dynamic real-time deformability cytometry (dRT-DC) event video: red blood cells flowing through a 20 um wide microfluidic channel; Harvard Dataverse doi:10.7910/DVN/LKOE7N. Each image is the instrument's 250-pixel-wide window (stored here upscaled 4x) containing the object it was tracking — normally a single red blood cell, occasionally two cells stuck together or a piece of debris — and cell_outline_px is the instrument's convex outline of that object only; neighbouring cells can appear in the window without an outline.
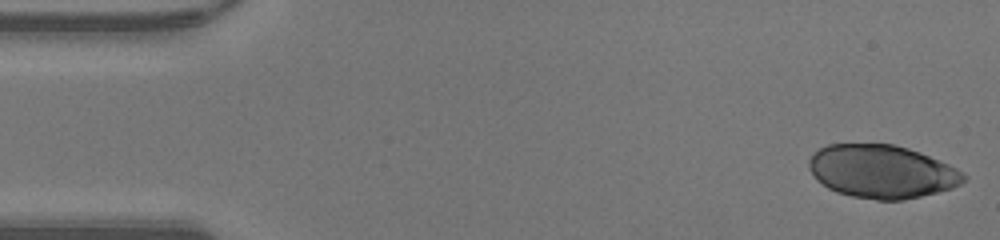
{"species": "human", "species_latin": "Homo sapiens", "temperature_condition": "warm", "stored_images_in_passage": 46, "camera_frame_rate_fps": 3000, "um_per_image_px": 0.085, "donor": {"sex": "male"}, "frame": {"image": 1, "passage_image": 1, "time_ms": 0.0, "image_size_px": [1000, 240], "cell_outline_px": [[968, 176], [960, 184], [952, 188], [904, 200], [876, 200], [852, 196], [836, 192], [828, 188], [816, 180], [808, 168], [808, 160], [820, 148], [828, 144], [892, 144], [908, 148], [920, 152], [948, 164], [964, 172]], "centroid_in_image_um": [74.95, 14.58], "position_along_channel_um": 10.1, "area_um2": 47.97}}
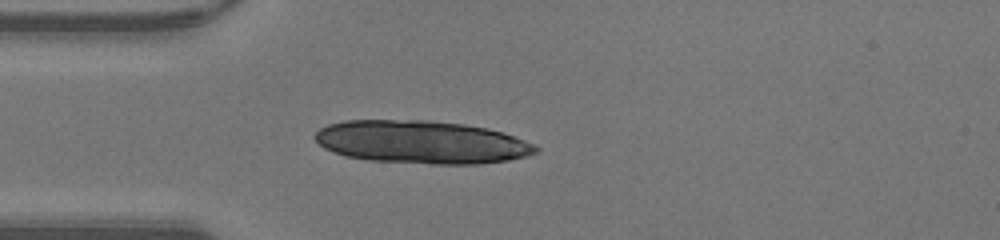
{"frame": {"image": 2, "passage_image": 12, "time_ms": 3.667, "image_size_px": [1000, 240], "cell_outline_px": [[540, 148], [536, 152], [528, 156], [508, 160], [476, 164], [432, 164], [368, 160], [344, 156], [332, 152], [324, 148], [312, 136], [320, 128], [328, 124], [344, 120], [428, 120], [464, 124], [488, 128], [524, 140]], "centroid_in_image_um": [35.78, 12.08], "position_along_channel_um": 49.2, "area_um2": 55.37}}